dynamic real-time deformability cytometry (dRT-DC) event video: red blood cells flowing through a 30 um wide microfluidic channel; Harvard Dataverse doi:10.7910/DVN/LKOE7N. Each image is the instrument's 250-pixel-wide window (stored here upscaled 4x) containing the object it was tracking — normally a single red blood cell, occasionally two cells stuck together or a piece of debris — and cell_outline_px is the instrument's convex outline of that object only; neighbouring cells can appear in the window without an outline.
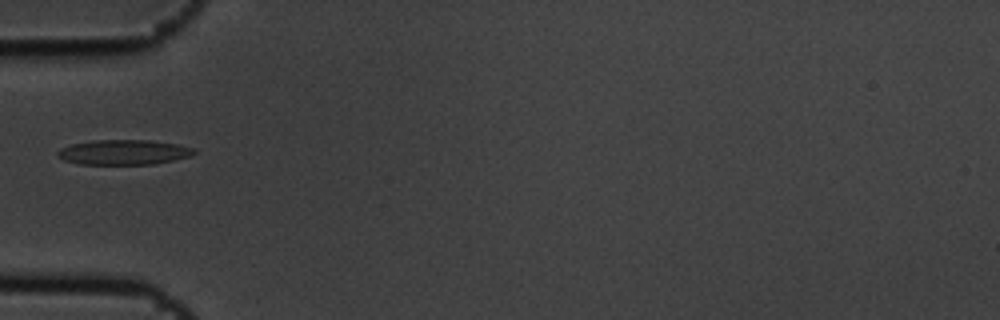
{"species": "common noctule bat (a hibernating species)", "species_latin": "Nyctalus noctula", "temperature_condition": "cold", "stored_images_in_passage": 8, "camera_frame_rate_fps": 3000, "um_per_image_px": 0.085, "animal": {"sex": "male", "body_mass_g": 19.5, "forearm_length_mm": 54.6}, "frame": {"image": 1, "passage_image": 5, "time_ms": 1.333, "image_size_px": [1000, 320], "cell_outline_px": [[196, 152], [192, 156], [156, 164], [80, 164], [64, 160], [56, 156], [56, 152], [60, 148], [72, 144], [92, 140], [152, 140], [180, 144], [196, 148]], "centroid_in_image_um": [10.56, 12.93], "position_along_channel_um": 74.4, "area_um2": 20.17}}
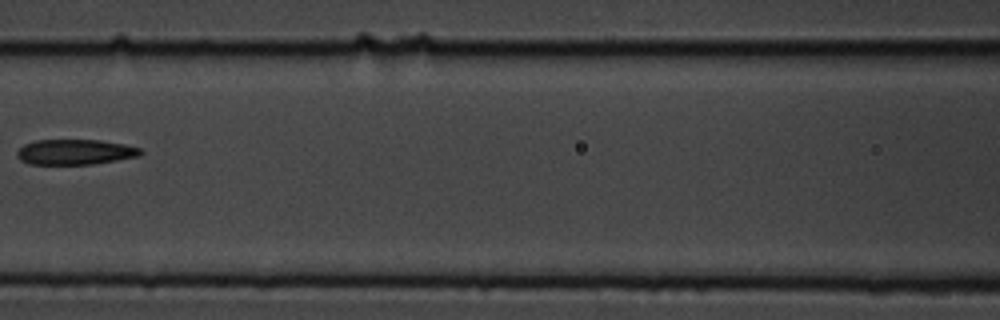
{"frame": {"image": 2, "passage_image": 7, "time_ms": 2.0, "image_size_px": [1000, 320], "cell_outline_px": [[144, 152], [140, 156], [92, 164], [28, 164], [20, 160], [16, 156], [16, 152], [24, 144], [36, 140], [100, 140], [124, 144], [140, 148]], "centroid_in_image_um": [6.37, 12.92], "position_along_channel_um": 160.2, "area_um2": 18.26}}
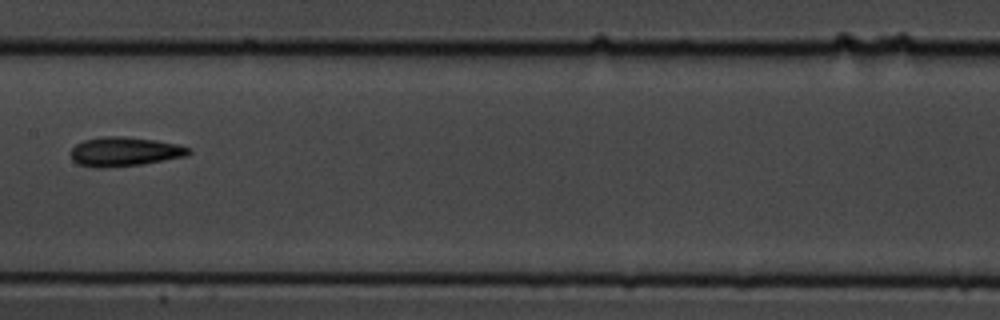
{"frame": {"image": 3, "passage_image": 8, "time_ms": 2.333, "image_size_px": [1000, 320], "cell_outline_px": [[192, 152], [184, 156], [144, 164], [104, 168], [96, 168], [80, 164], [72, 160], [72, 148], [76, 144], [84, 140], [100, 136], [124, 136], [156, 140], [176, 144], [192, 148]], "centroid_in_image_um": [10.59, 12.88], "position_along_channel_um": 196.8, "area_um2": 20.11}}